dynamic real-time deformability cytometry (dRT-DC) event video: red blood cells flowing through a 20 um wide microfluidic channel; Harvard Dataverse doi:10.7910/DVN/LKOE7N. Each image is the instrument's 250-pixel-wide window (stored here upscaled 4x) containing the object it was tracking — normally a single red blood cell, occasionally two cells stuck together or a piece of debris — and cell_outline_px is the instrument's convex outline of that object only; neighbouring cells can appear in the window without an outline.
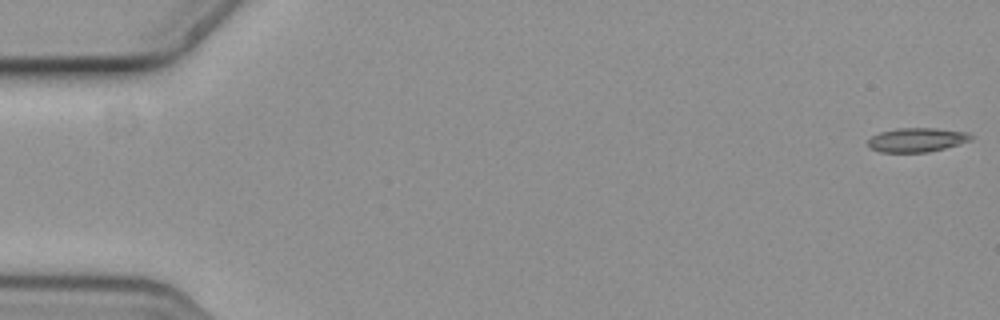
{"species": "common noctule bat (a hibernating species)", "species_latin": "Nyctalus noctula", "temperature_condition": "cold", "stored_images_in_passage": 9, "camera_frame_rate_fps": 3000, "um_per_image_px": 0.085, "animal": {"sex": "female", "body_mass_g": 19.3, "forearm_length_mm": 54.1}, "frame": {"image": 1, "passage_image": 1, "time_ms": 0.0, "image_size_px": [1000, 320], "cell_outline_px": [[976, 136], [972, 140], [960, 144], [928, 152], [880, 152], [868, 148], [868, 140], [872, 136], [880, 132], [896, 128], [936, 128], [968, 132]], "centroid_in_image_um": [77.96, 11.88], "position_along_channel_um": 7.0, "area_um2": 14.68}}
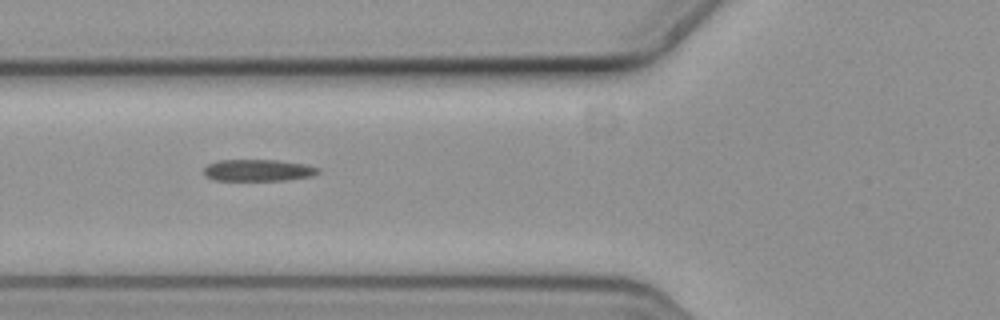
{"frame": {"image": 2, "passage_image": 7, "time_ms": 2.0, "image_size_px": [1000, 320], "cell_outline_px": [[320, 172], [312, 176], [284, 180], [216, 180], [204, 176], [204, 168], [208, 164], [216, 160], [276, 160], [304, 164], [320, 168]], "centroid_in_image_um": [21.92, 14.47], "position_along_channel_um": 103.9, "area_um2": 14.45}}
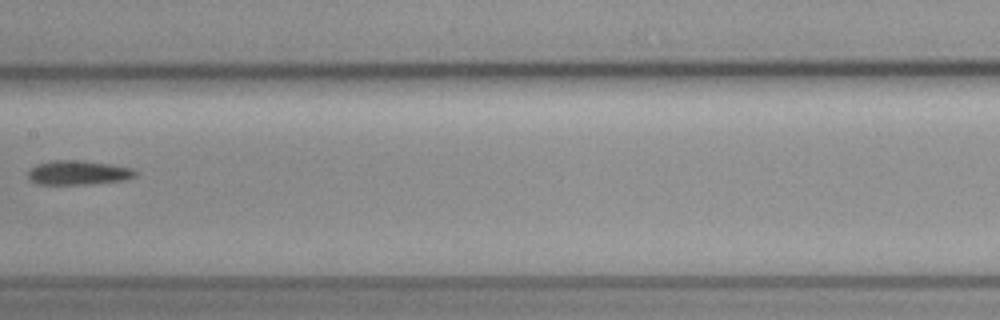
{"frame": {"image": 3, "passage_image": 9, "time_ms": 2.667, "image_size_px": [1000, 320], "cell_outline_px": [[136, 176], [124, 180], [84, 184], [36, 184], [28, 180], [28, 172], [36, 164], [48, 160], [84, 160], [132, 168], [136, 172]], "centroid_in_image_um": [6.59, 14.67], "position_along_channel_um": 200.8, "area_um2": 15.2}}